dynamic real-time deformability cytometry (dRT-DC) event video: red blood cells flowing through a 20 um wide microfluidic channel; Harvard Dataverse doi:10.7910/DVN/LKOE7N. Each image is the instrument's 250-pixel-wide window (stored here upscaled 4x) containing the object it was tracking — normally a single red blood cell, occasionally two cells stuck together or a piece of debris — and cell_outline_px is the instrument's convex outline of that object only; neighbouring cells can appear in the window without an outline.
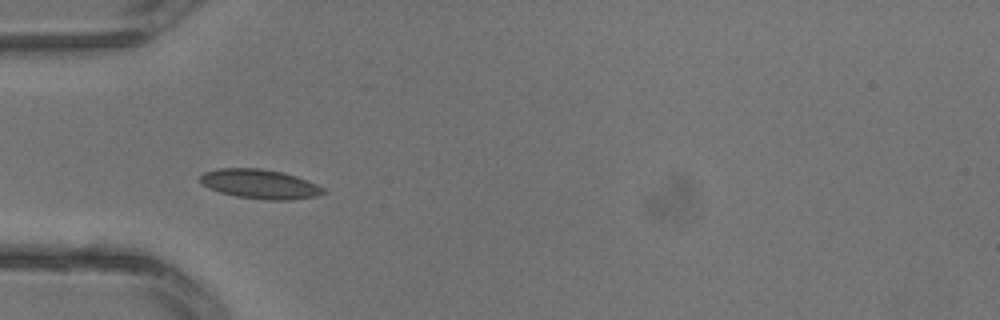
{"species": "common noctule bat (a hibernating species)", "species_latin": "Nyctalus noctula", "temperature_condition": "warm", "stored_images_in_passage": 2, "camera_frame_rate_fps": 3000, "um_per_image_px": 0.085, "animal": {"sex": "male", "body_mass_g": 13.3}, "frame": {"image": 1, "passage_image": 2, "time_ms": 0.333, "image_size_px": [1000, 320], "cell_outline_px": [[328, 192], [316, 196], [288, 200], [268, 200], [236, 196], [220, 192], [204, 184], [200, 180], [200, 176], [204, 172], [220, 168], [260, 168], [280, 172], [296, 176], [316, 184], [324, 188]], "centroid_in_image_um": [22.12, 15.64], "position_along_channel_um": 62.9, "area_um2": 20.81}}